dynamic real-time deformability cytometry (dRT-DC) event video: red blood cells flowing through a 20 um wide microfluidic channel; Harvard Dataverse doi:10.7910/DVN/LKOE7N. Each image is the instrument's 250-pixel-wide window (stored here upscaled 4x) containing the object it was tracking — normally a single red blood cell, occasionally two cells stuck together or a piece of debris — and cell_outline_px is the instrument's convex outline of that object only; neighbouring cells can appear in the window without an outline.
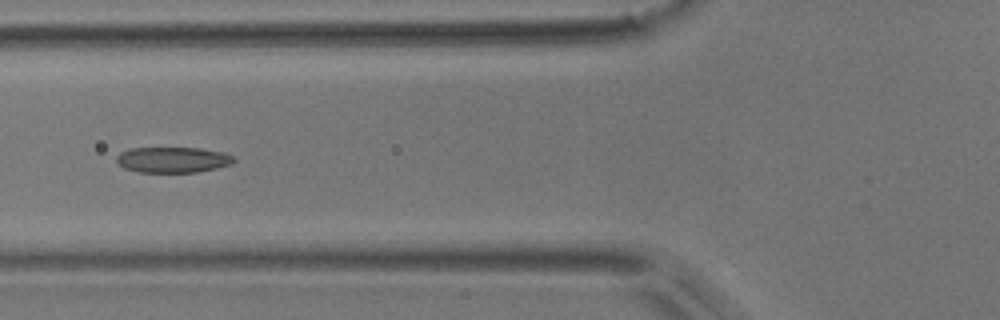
{"species": "common noctule bat (a hibernating species)", "species_latin": "Nyctalus noctula", "temperature_condition": "room temperature", "stored_images_in_passage": 5, "camera_frame_rate_fps": 3000, "um_per_image_px": 0.085, "animal": {"sex": "male", "body_mass_g": 17.9}, "frame": {"image": 1, "passage_image": 4, "time_ms": 1.0, "image_size_px": [1000, 320], "cell_outline_px": [[236, 160], [232, 164], [216, 168], [196, 172], [140, 172], [124, 168], [116, 160], [116, 156], [120, 152], [132, 148], [200, 148], [224, 152], [232, 156]], "centroid_in_image_um": [14.7, 13.58], "position_along_channel_um": 111.1, "area_um2": 17.51}}
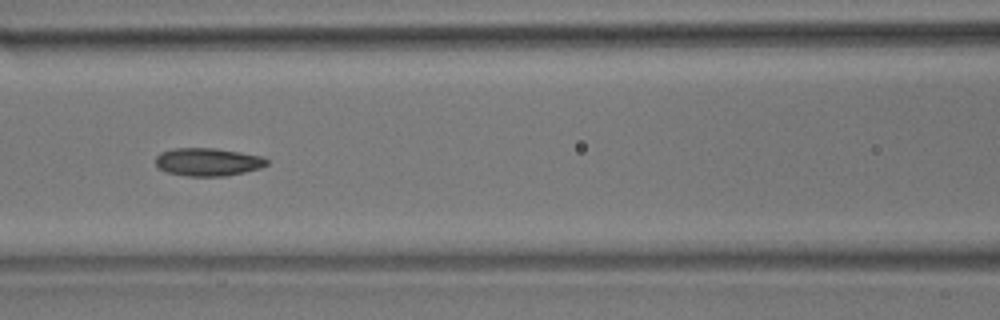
{"frame": {"image": 2, "passage_image": 5, "time_ms": 1.333, "image_size_px": [1000, 320], "cell_outline_px": [[268, 164], [260, 168], [244, 172], [224, 176], [188, 176], [168, 172], [160, 168], [156, 164], [156, 156], [160, 152], [172, 148], [216, 148], [264, 156], [268, 160]], "centroid_in_image_um": [17.69, 13.75], "position_along_channel_um": 148.9, "area_um2": 18.15}}